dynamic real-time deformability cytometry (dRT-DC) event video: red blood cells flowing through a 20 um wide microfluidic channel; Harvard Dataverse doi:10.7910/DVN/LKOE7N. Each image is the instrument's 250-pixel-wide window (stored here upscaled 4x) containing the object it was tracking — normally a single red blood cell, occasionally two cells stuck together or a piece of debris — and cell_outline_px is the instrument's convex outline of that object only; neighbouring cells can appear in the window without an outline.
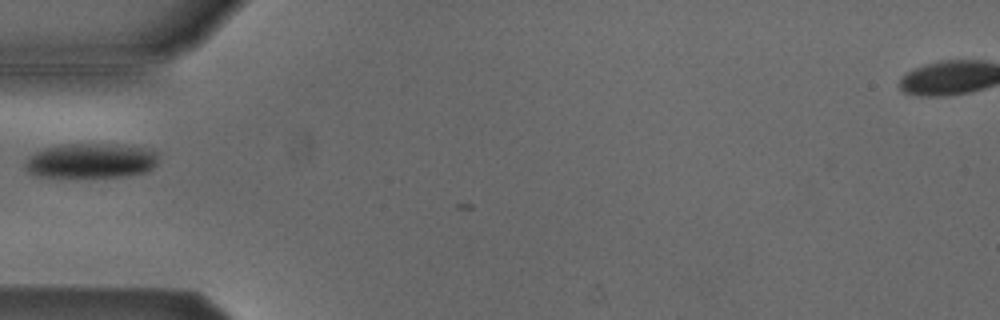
{"species": "Egyptian fruit bat (a non-hibernating species)", "species_latin": "Rousettus aegyptiacus", "temperature_condition": "cold", "stored_images_in_passage": 4, "camera_frame_rate_fps": 3000, "um_per_image_px": 0.085, "animal": {"sex": "male"}, "frame": {"image": 1, "passage_image": 3, "time_ms": 0.667, "image_size_px": [1000, 320], "cell_outline_px": [[156, 164], [148, 172], [128, 176], [36, 176], [28, 172], [24, 168], [24, 164], [28, 156], [44, 148], [60, 144], [116, 144], [144, 148], [156, 152]], "centroid_in_image_um": [7.7, 13.65], "position_along_channel_um": 77.3, "area_um2": 26.93}}